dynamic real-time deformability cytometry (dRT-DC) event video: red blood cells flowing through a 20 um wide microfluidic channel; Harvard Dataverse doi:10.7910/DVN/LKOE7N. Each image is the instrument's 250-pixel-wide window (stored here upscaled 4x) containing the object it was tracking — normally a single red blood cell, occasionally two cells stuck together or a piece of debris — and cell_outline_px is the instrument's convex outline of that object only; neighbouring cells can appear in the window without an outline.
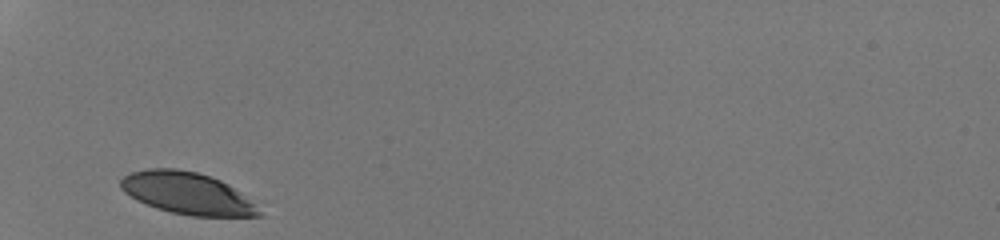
{"species": "human", "species_latin": "Homo sapiens", "temperature_condition": "room temperature", "stored_images_in_passage": 26, "camera_frame_rate_fps": 3000, "um_per_image_px": 0.085, "donor": {"sex": "male"}, "frame": {"image": 1, "passage_image": 1, "time_ms": 0.0, "image_size_px": [1000, 240], "cell_outline_px": [[264, 216], [192, 216], [172, 212], [156, 208], [136, 200], [124, 192], [120, 188], [120, 180], [124, 176], [132, 172], [148, 168], [176, 168], [196, 172], [220, 180], [228, 184], [240, 192]], "centroid_in_image_um": [15.85, 16.42], "position_along_channel_um": 69.2, "area_um2": 33.41}}
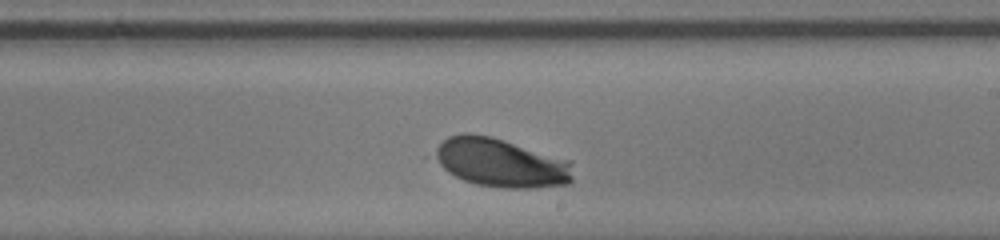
{"frame": {"image": 2, "passage_image": 15, "time_ms": 4.667, "image_size_px": [1000, 240], "cell_outline_px": [[572, 180], [568, 184], [532, 188], [500, 188], [476, 184], [464, 180], [448, 172], [432, 156], [432, 152], [448, 136], [464, 132], [468, 132], [492, 136], [572, 160]], "centroid_in_image_um": [42.58, 13.82], "position_along_channel_um": 246.4, "area_um2": 39.71}}
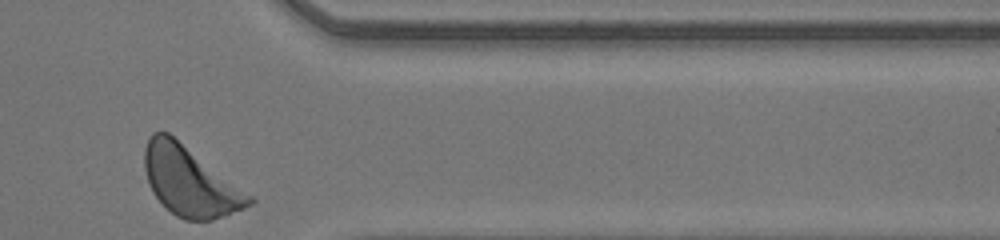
{"frame": {"image": 3, "passage_image": 26, "time_ms": 8.333, "image_size_px": [1000, 240], "cell_outline_px": [[256, 200], [252, 204], [244, 208], [212, 220], [184, 220], [176, 216], [152, 192], [148, 184], [144, 168], [144, 148], [152, 132], [168, 132], [252, 196]], "centroid_in_image_um": [16.12, 15.41], "position_along_channel_um": 395.3, "area_um2": 41.62}, "authors_computed_cell_mechanics": {"area_um2": 37.8301, "velocity_mm_per_s": 4.1537, "shape_relaxation_time_tau1_ms": 1.342, "shape_relaxation_time_tau2_ms": null, "deformation_change_tau1": 0.0908, "deformation_change_tau2": null}}